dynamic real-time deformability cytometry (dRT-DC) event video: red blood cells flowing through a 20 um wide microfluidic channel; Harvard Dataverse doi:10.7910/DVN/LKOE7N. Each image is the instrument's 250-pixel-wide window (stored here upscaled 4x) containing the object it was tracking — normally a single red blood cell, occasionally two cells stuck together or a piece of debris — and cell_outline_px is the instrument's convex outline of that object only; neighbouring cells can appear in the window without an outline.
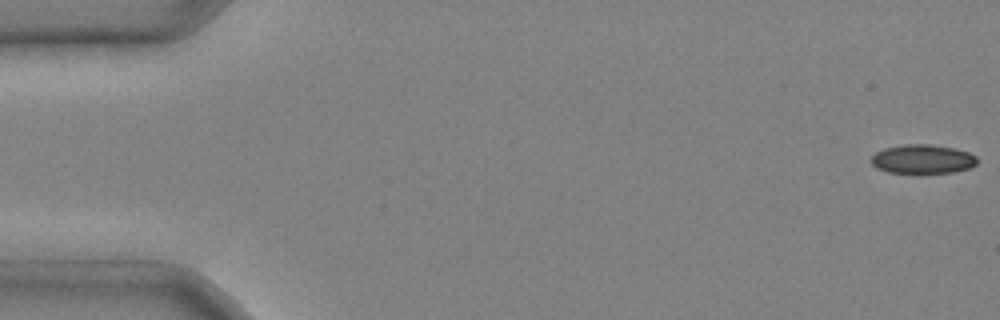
{"species": "common noctule bat (a hibernating species)", "species_latin": "Nyctalus noctula", "temperature_condition": "cold", "stored_images_in_passage": 7, "camera_frame_rate_fps": 3000, "um_per_image_px": 0.085, "animal": {"sex": "male", "body_mass_g": 20.4}, "frame": {"image": 1, "passage_image": 1, "time_ms": 0.0, "image_size_px": [1000, 320], "cell_outline_px": [[976, 164], [968, 168], [956, 172], [920, 176], [916, 176], [888, 172], [876, 168], [872, 164], [872, 156], [876, 152], [884, 148], [908, 144], [928, 144], [956, 148], [968, 152], [976, 156]], "centroid_in_image_um": [78.42, 13.58], "position_along_channel_um": 6.6, "area_um2": 18.73}}
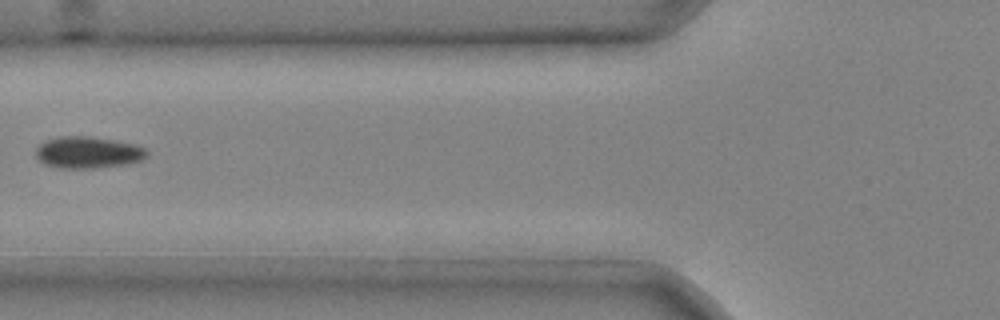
{"frame": {"image": 2, "passage_image": 6, "time_ms": 1.667, "image_size_px": [1000, 320], "cell_outline_px": [[148, 152], [140, 160], [128, 164], [92, 168], [60, 168], [44, 164], [36, 156], [36, 148], [44, 140], [60, 136], [88, 136], [116, 140], [136, 144], [144, 148]], "centroid_in_image_um": [7.45, 12.94], "position_along_channel_um": 118.3, "area_um2": 20.52}}
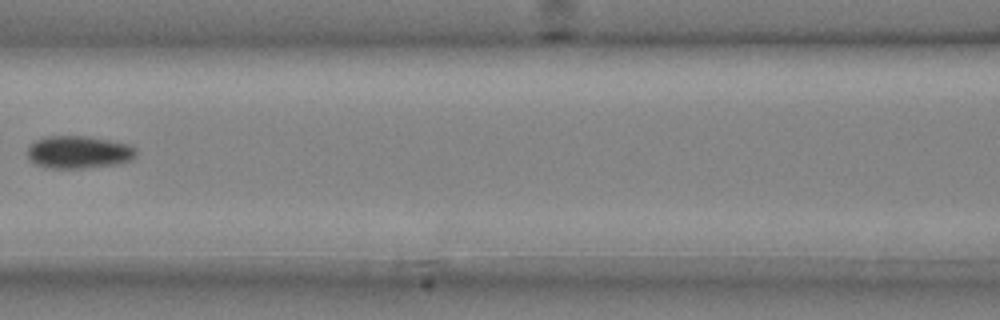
{"frame": {"image": 3, "passage_image": 7, "time_ms": 2.0, "image_size_px": [1000, 320], "cell_outline_px": [[136, 156], [132, 160], [116, 164], [80, 168], [48, 168], [36, 164], [28, 156], [28, 148], [36, 140], [48, 136], [84, 136], [108, 140], [128, 144], [136, 148]], "centroid_in_image_um": [6.71, 12.93], "position_along_channel_um": 159.9, "area_um2": 20.4}}